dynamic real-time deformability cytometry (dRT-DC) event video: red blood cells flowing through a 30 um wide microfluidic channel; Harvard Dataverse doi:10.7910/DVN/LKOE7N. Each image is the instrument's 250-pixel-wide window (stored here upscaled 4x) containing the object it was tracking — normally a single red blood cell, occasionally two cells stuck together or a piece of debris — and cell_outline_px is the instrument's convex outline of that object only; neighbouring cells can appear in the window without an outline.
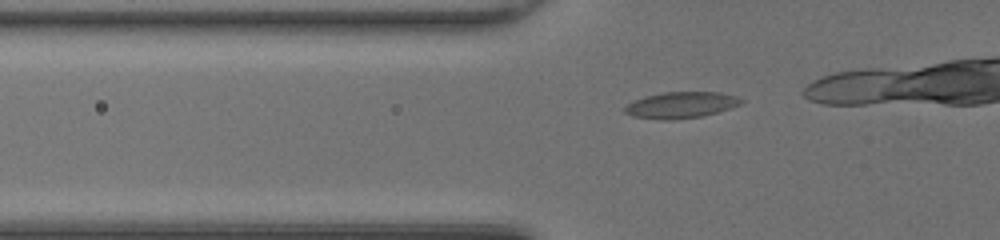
{"species": "common noctule bat (a hibernating species)", "species_latin": "Nyctalus noctula", "temperature_condition": "room temperature", "stored_images_in_passage": 23, "camera_frame_rate_fps": 3000, "um_per_image_px": 0.085, "animal": {"sex": "female", "body_mass_g": 20.0, "forearm_length_mm": 54.0}, "frame": {"image": 1, "passage_image": 15, "time_ms": 4.667, "image_size_px": [1000, 240], "cell_outline_px": [[744, 100], [740, 104], [704, 116], [672, 120], [660, 120], [632, 116], [624, 112], [624, 108], [632, 100], [644, 96], [664, 92], [720, 92], [740, 96]], "centroid_in_image_um": [57.87, 8.92], "position_along_channel_um": 67.9, "area_um2": 17.98}}
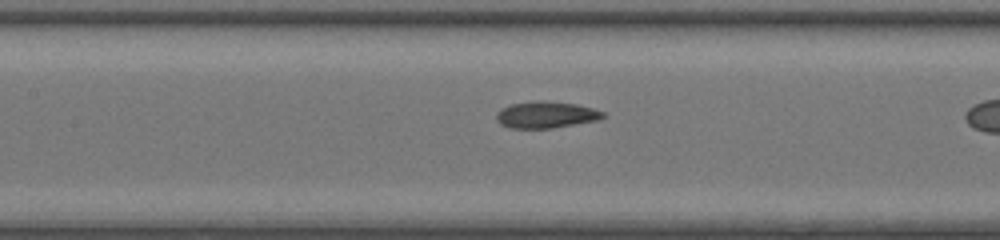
{"frame": {"image": 2, "passage_image": 22, "time_ms": 7.0, "image_size_px": [1000, 240], "cell_outline_px": [[608, 116], [600, 120], [552, 128], [508, 128], [500, 124], [496, 120], [496, 112], [500, 108], [512, 104], [532, 100], [544, 100], [576, 104], [592, 108], [604, 112]], "centroid_in_image_um": [46.41, 9.75], "position_along_channel_um": 161.0, "area_um2": 16.88}}